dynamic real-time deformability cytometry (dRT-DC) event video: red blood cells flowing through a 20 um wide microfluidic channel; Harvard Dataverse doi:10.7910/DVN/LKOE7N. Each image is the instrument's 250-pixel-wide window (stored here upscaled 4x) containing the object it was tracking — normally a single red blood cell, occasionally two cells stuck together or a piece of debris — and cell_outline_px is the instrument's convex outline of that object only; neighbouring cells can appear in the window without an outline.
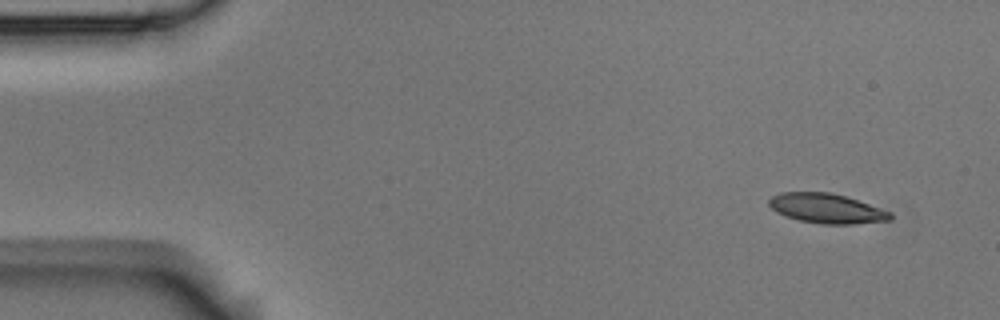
{"species": "Egyptian fruit bat (a non-hibernating species)", "species_latin": "Rousettus aegyptiacus", "temperature_condition": "room temperature", "stored_images_in_passage": 5, "camera_frame_rate_fps": 3000, "um_per_image_px": 0.085, "animal": {"sex": "male"}, "frame": {"image": 1, "passage_image": 1, "time_ms": 0.0, "image_size_px": [1000, 320], "cell_outline_px": [[892, 220], [852, 224], [820, 224], [800, 220], [776, 212], [768, 204], [768, 200], [772, 196], [780, 192], [832, 192], [848, 196], [892, 212]], "centroid_in_image_um": [70.29, 17.7], "position_along_channel_um": 14.7, "area_um2": 21.15}}
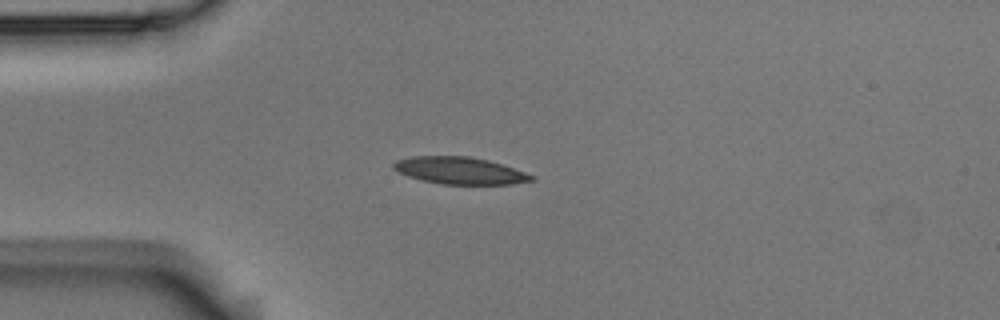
{"frame": {"image": 2, "passage_image": 4, "time_ms": 1.0, "image_size_px": [1000, 320], "cell_outline_px": [[536, 180], [512, 184], [440, 184], [408, 176], [392, 168], [392, 164], [396, 160], [412, 156], [468, 156], [488, 160], [536, 176]], "centroid_in_image_um": [39.08, 14.5], "position_along_channel_um": 45.9, "area_um2": 21.62}}
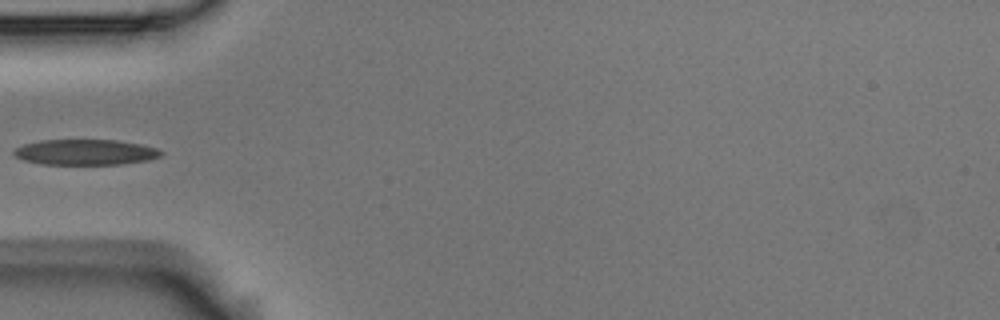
{"frame": {"image": 3, "passage_image": 5, "time_ms": 1.333, "image_size_px": [1000, 320], "cell_outline_px": [[164, 152], [160, 156], [148, 160], [120, 164], [40, 164], [24, 160], [16, 156], [12, 152], [16, 148], [24, 144], [40, 140], [116, 140], [140, 144], [156, 148]], "centroid_in_image_um": [7.25, 12.93], "position_along_channel_um": 77.7, "area_um2": 21.79}}